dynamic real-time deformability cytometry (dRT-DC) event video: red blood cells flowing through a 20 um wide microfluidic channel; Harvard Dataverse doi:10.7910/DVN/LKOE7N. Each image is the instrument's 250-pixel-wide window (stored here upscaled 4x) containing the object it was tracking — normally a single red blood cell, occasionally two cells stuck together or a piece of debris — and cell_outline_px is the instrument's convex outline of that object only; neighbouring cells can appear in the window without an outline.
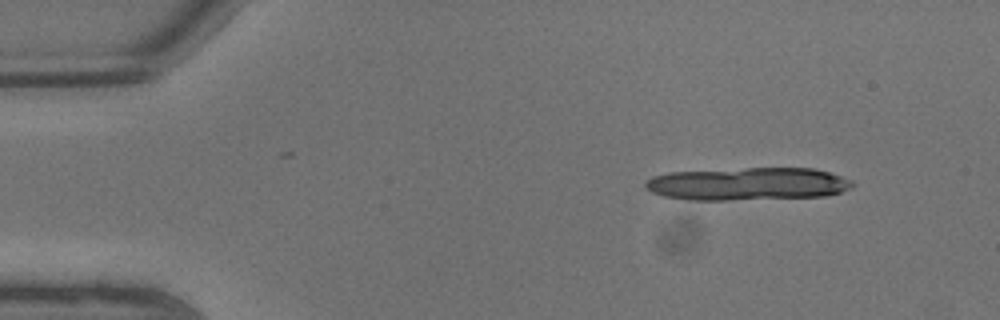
{"species": "common noctule bat (a hibernating species)", "species_latin": "Nyctalus noctula", "temperature_condition": "warm", "stored_images_in_passage": 5, "camera_frame_rate_fps": 3000, "um_per_image_px": 0.085, "animal": {"sex": "male", "body_mass_g": 13.3}, "frame": {"image": 1, "passage_image": 1, "time_ms": 0.0, "image_size_px": [1000, 320], "cell_outline_px": [[856, 184], [852, 188], [840, 192], [824, 196], [728, 200], [688, 200], [664, 196], [652, 192], [644, 188], [644, 180], [652, 176], [668, 172], [744, 168], [816, 168], [852, 180]], "centroid_in_image_um": [63.53, 15.63], "position_along_channel_um": 21.5, "area_um2": 39.88}}
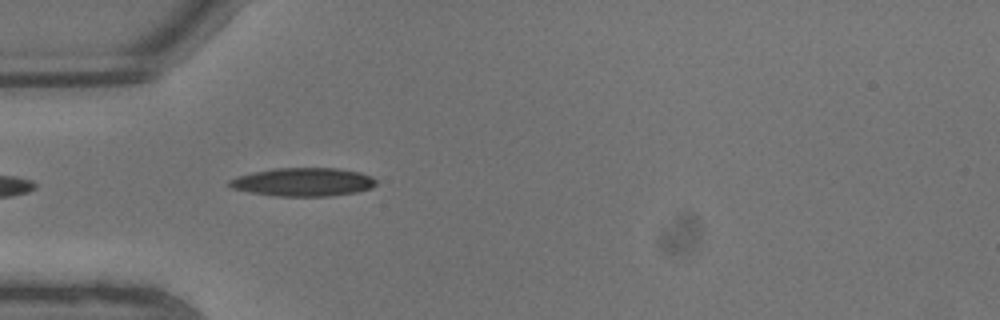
{"frame": {"image": 2, "passage_image": 5, "time_ms": 1.333, "image_size_px": [1000, 320], "cell_outline_px": [[376, 184], [372, 188], [356, 192], [332, 196], [276, 196], [252, 192], [232, 188], [228, 184], [228, 180], [236, 176], [252, 172], [276, 168], [336, 168], [360, 172], [372, 176], [376, 180]], "centroid_in_image_um": [25.78, 15.47], "position_along_channel_um": 59.2, "area_um2": 24.33}}